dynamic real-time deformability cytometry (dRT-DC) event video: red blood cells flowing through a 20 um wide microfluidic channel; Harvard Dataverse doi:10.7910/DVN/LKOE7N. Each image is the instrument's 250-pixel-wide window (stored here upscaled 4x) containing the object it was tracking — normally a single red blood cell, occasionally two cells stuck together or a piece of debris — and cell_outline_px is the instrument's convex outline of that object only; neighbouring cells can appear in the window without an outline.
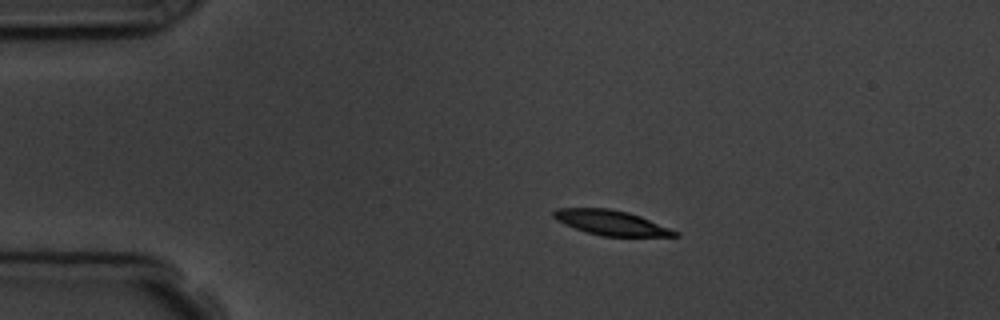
{"species": "common noctule bat (a hibernating species)", "species_latin": "Nyctalus noctula", "temperature_condition": "room temperature", "stored_images_in_passage": 8, "camera_frame_rate_fps": 3000, "um_per_image_px": 0.085, "animal": {"sex": "male", "body_mass_g": 19.5, "forearm_length_mm": 54.6}, "frame": {"image": 1, "passage_image": 3, "time_ms": 2.333, "image_size_px": [1000, 320], "cell_outline_px": [[680, 236], [600, 236], [564, 224], [556, 220], [552, 216], [552, 212], [556, 208], [608, 208], [628, 212], [640, 216], [680, 232]], "centroid_in_image_um": [51.94, 18.92], "position_along_channel_um": 33.1, "area_um2": 17.51}}
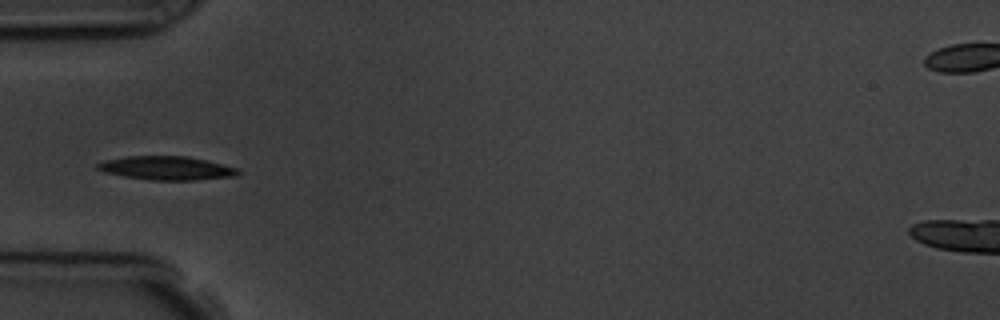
{"frame": {"image": 2, "passage_image": 5, "time_ms": 4.667, "image_size_px": [1000, 320], "cell_outline_px": [[240, 172], [236, 176], [196, 180], [148, 180], [124, 176], [104, 172], [96, 168], [96, 164], [104, 160], [128, 156], [188, 156], [208, 160], [240, 168]], "centroid_in_image_um": [14.2, 14.28], "position_along_channel_um": 70.8, "area_um2": 19.59}}